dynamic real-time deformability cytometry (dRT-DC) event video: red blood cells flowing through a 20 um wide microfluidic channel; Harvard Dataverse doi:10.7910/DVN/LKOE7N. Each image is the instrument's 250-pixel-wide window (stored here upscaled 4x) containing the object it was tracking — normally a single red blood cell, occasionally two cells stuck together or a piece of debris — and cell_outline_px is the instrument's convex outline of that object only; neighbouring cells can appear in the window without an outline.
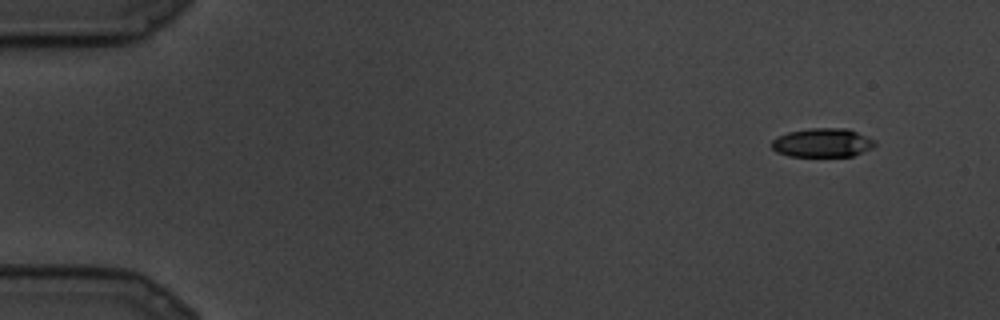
{"species": "common noctule bat (a hibernating species)", "species_latin": "Nyctalus noctula", "temperature_condition": "cold", "stored_images_in_passage": 9, "camera_frame_rate_fps": 3000, "um_per_image_px": 0.085, "animal": {"sex": "male", "body_mass_g": 19.5, "forearm_length_mm": 54.6}, "frame": {"image": 1, "passage_image": 1, "time_ms": 0.0, "image_size_px": [1000, 320], "cell_outline_px": [[876, 144], [872, 148], [852, 156], [788, 156], [776, 152], [772, 148], [772, 140], [776, 136], [788, 132], [812, 128], [848, 128], [876, 140]], "centroid_in_image_um": [69.91, 12.13], "position_along_channel_um": 15.1, "area_um2": 17.46}}
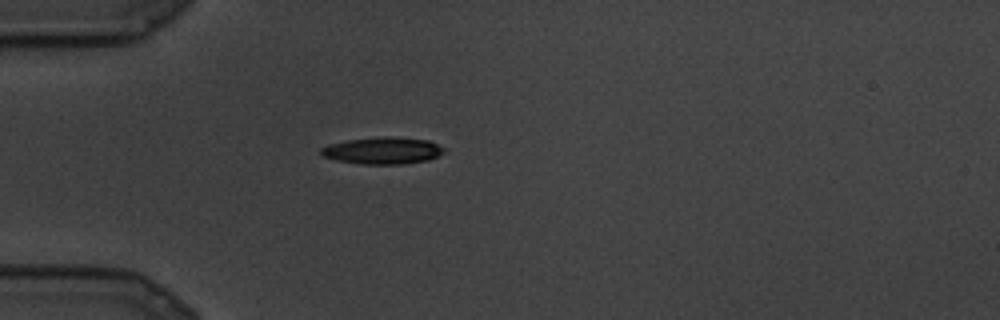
{"frame": {"image": 2, "passage_image": 7, "time_ms": 2.0, "image_size_px": [1000, 320], "cell_outline_px": [[444, 152], [428, 160], [404, 164], [360, 164], [336, 160], [324, 156], [320, 152], [320, 148], [328, 144], [348, 140], [384, 136], [392, 136], [428, 140], [444, 148]], "centroid_in_image_um": [32.51, 12.8], "position_along_channel_um": 52.5, "area_um2": 19.25}}